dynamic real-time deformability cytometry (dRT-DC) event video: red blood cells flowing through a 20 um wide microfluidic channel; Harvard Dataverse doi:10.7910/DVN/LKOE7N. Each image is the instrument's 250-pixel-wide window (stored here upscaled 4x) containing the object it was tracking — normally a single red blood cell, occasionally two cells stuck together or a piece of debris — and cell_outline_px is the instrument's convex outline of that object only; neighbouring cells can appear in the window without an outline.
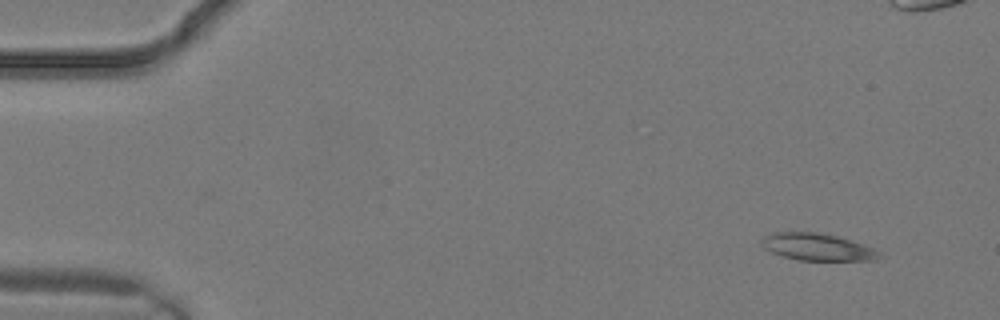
{"species": "common noctule bat (a hibernating species)", "species_latin": "Nyctalus noctula", "temperature_condition": "warm", "stored_images_in_passage": 3, "camera_frame_rate_fps": 3000, "um_per_image_px": 0.085, "animal": {"sex": "male", "body_mass_g": 19.2, "forearm_length_mm": 51.8}, "frame": {"image": 1, "passage_image": 1, "time_ms": 0.0, "image_size_px": [1000, 320], "cell_outline_px": [[880, 256], [876, 260], [796, 260], [772, 252], [764, 248], [760, 244], [760, 240], [764, 236], [772, 232], [816, 232], [836, 236], [872, 248], [880, 252]], "centroid_in_image_um": [69.4, 20.99], "position_along_channel_um": 15.6, "area_um2": 18.32}}